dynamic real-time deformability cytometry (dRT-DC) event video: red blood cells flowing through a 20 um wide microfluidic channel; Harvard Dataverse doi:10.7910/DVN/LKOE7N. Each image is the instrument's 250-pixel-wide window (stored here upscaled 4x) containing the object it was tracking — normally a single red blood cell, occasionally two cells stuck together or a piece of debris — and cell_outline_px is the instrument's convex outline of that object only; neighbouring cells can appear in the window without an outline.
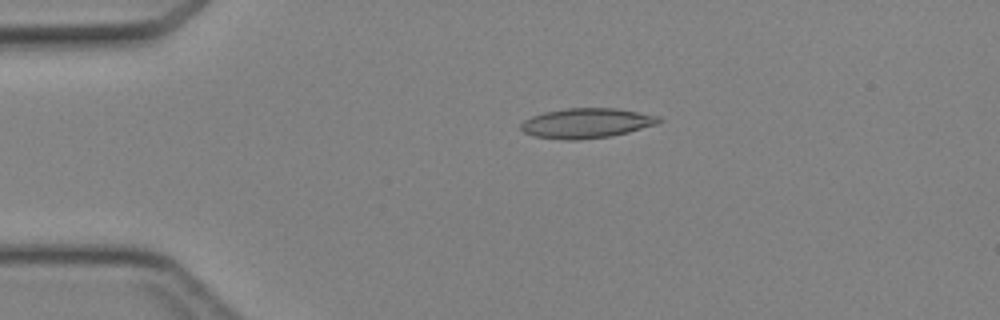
{"species": "Egyptian fruit bat (a non-hibernating species)", "species_latin": "Rousettus aegyptiacus", "temperature_condition": "cold", "stored_images_in_passage": 46, "camera_frame_rate_fps": 3000, "um_per_image_px": 0.085, "animal": {"sex": "female"}, "frame": {"image": 1, "passage_image": 10, "time_ms": 3.0, "image_size_px": [1000, 320], "cell_outline_px": [[660, 120], [656, 124], [628, 132], [612, 136], [580, 140], [568, 140], [532, 136], [524, 132], [520, 128], [520, 124], [524, 120], [532, 116], [544, 112], [564, 108], [616, 108], [660, 116]], "centroid_in_image_um": [49.81, 10.47], "position_along_channel_um": 35.2, "area_um2": 24.04}}
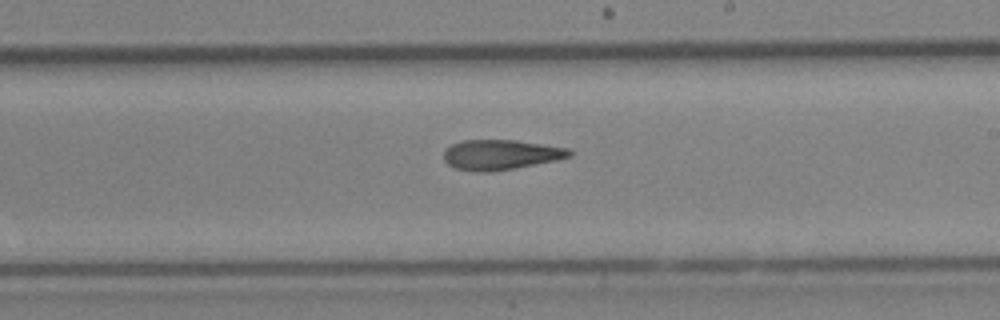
{"frame": {"image": 2, "passage_image": 27, "time_ms": 8.667, "image_size_px": [1000, 320], "cell_outline_px": [[572, 156], [556, 160], [492, 172], [476, 172], [456, 168], [448, 164], [444, 160], [444, 152], [452, 144], [464, 140], [512, 140], [568, 148], [572, 152]], "centroid_in_image_um": [42.54, 13.15], "position_along_channel_um": 246.5, "area_um2": 21.73}}
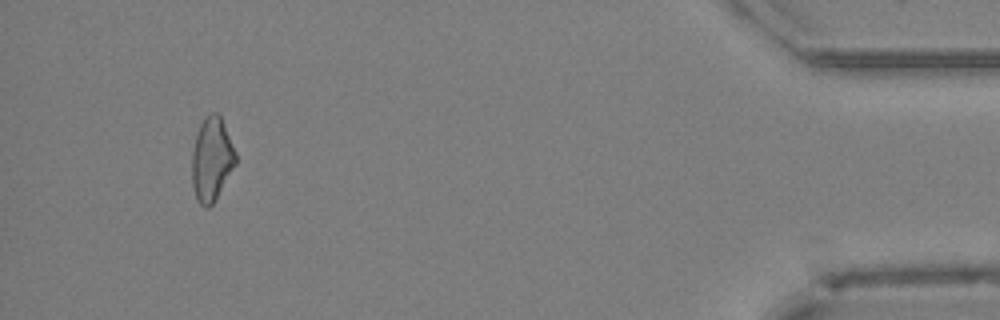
{"frame": {"image": 3, "passage_image": 43, "time_ms": 14.0, "image_size_px": [1000, 320], "cell_outline_px": [[236, 164], [212, 204], [208, 208], [204, 208], [196, 200], [192, 184], [192, 152], [196, 136], [200, 124], [204, 116], [208, 112], [216, 112], [220, 116], [224, 124], [236, 152]], "centroid_in_image_um": [17.98, 13.53], "position_along_channel_um": 417.2, "area_um2": 21.33}}